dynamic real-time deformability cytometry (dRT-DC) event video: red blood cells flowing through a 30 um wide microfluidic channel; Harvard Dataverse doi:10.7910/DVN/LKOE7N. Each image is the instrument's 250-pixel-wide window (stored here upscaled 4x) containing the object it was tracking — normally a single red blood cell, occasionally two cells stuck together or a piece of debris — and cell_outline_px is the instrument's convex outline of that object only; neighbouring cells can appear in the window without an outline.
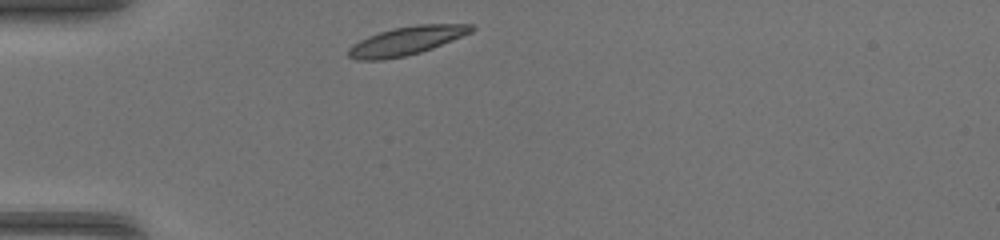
{"species": "common noctule bat (a hibernating species)", "species_latin": "Nyctalus noctula", "temperature_condition": "warm", "stored_images_in_passage": 29, "camera_frame_rate_fps": 3000, "um_per_image_px": 0.085, "animal": {"sex": "female", "body_mass_g": 17.0, "forearm_length_mm": 48.0}, "frame": {"image": 1, "passage_image": 1, "time_ms": 0.0, "image_size_px": [1000, 240], "cell_outline_px": [[476, 28], [472, 32], [432, 48], [420, 52], [404, 56], [384, 60], [356, 60], [348, 56], [348, 48], [352, 44], [368, 36], [392, 28], [416, 24], [472, 24]], "centroid_in_image_um": [34.53, 3.46], "position_along_channel_um": 50.5, "area_um2": 20.4}}
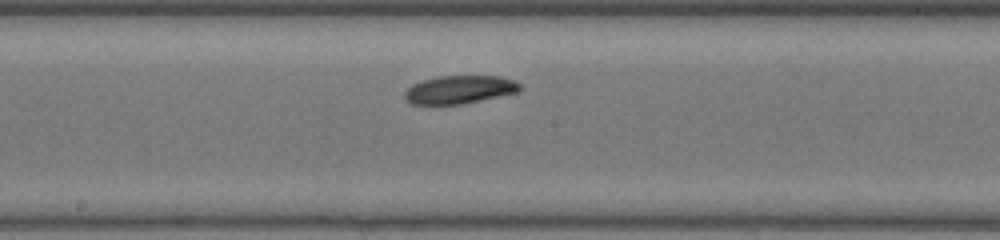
{"frame": {"image": 2, "passage_image": 13, "time_ms": 4.0, "image_size_px": [1000, 240], "cell_outline_px": [[520, 92], [464, 104], [412, 104], [404, 96], [404, 92], [412, 84], [436, 76], [500, 76], [512, 80], [520, 84]], "centroid_in_image_um": [39.08, 7.62], "position_along_channel_um": 209.1, "area_um2": 18.9}}
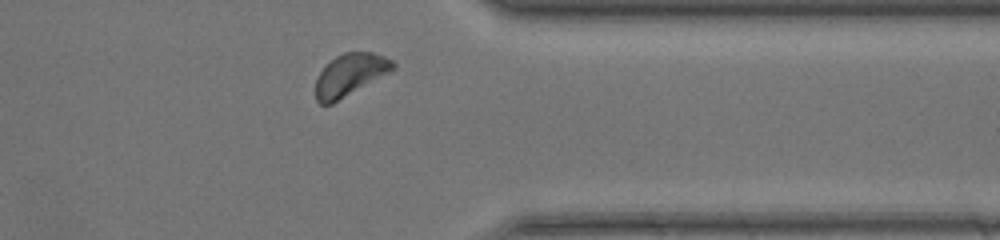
{"frame": {"image": 3, "passage_image": 25, "time_ms": 8.0, "image_size_px": [1000, 240], "cell_outline_px": [[396, 68], [332, 104], [320, 104], [316, 100], [316, 80], [320, 72], [336, 56], [344, 52], [372, 52], [384, 56], [392, 60], [396, 64]], "centroid_in_image_um": [29.76, 6.35], "position_along_channel_um": 381.6, "area_um2": 18.67}}